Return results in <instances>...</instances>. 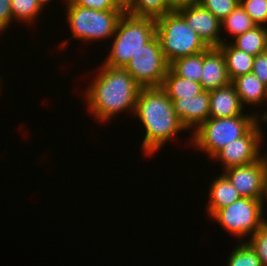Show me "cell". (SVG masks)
<instances>
[{
	"instance_id": "5b68a950",
	"label": "cell",
	"mask_w": 267,
	"mask_h": 266,
	"mask_svg": "<svg viewBox=\"0 0 267 266\" xmlns=\"http://www.w3.org/2000/svg\"><path fill=\"white\" fill-rule=\"evenodd\" d=\"M156 35L169 64L177 58L195 55L209 48L176 10L156 20Z\"/></svg>"
},
{
	"instance_id": "ba28073f",
	"label": "cell",
	"mask_w": 267,
	"mask_h": 266,
	"mask_svg": "<svg viewBox=\"0 0 267 266\" xmlns=\"http://www.w3.org/2000/svg\"><path fill=\"white\" fill-rule=\"evenodd\" d=\"M170 64L157 35L132 56L124 68L142 88L161 87Z\"/></svg>"
},
{
	"instance_id": "9a60e30c",
	"label": "cell",
	"mask_w": 267,
	"mask_h": 266,
	"mask_svg": "<svg viewBox=\"0 0 267 266\" xmlns=\"http://www.w3.org/2000/svg\"><path fill=\"white\" fill-rule=\"evenodd\" d=\"M231 83L236 89L241 105L258 106L267 101V87L253 74H244L234 78ZM245 104V105H244Z\"/></svg>"
},
{
	"instance_id": "d4e9b609",
	"label": "cell",
	"mask_w": 267,
	"mask_h": 266,
	"mask_svg": "<svg viewBox=\"0 0 267 266\" xmlns=\"http://www.w3.org/2000/svg\"><path fill=\"white\" fill-rule=\"evenodd\" d=\"M200 4L222 21L240 4V0H201Z\"/></svg>"
},
{
	"instance_id": "1f68e13d",
	"label": "cell",
	"mask_w": 267,
	"mask_h": 266,
	"mask_svg": "<svg viewBox=\"0 0 267 266\" xmlns=\"http://www.w3.org/2000/svg\"><path fill=\"white\" fill-rule=\"evenodd\" d=\"M119 6L123 7L125 10L128 8L132 0H114Z\"/></svg>"
},
{
	"instance_id": "cb8c5ba5",
	"label": "cell",
	"mask_w": 267,
	"mask_h": 266,
	"mask_svg": "<svg viewBox=\"0 0 267 266\" xmlns=\"http://www.w3.org/2000/svg\"><path fill=\"white\" fill-rule=\"evenodd\" d=\"M13 19L23 23L36 20L43 8L37 0H11Z\"/></svg>"
},
{
	"instance_id": "9c48e42d",
	"label": "cell",
	"mask_w": 267,
	"mask_h": 266,
	"mask_svg": "<svg viewBox=\"0 0 267 266\" xmlns=\"http://www.w3.org/2000/svg\"><path fill=\"white\" fill-rule=\"evenodd\" d=\"M241 197L267 200V153L254 162L224 170Z\"/></svg>"
},
{
	"instance_id": "484cf974",
	"label": "cell",
	"mask_w": 267,
	"mask_h": 266,
	"mask_svg": "<svg viewBox=\"0 0 267 266\" xmlns=\"http://www.w3.org/2000/svg\"><path fill=\"white\" fill-rule=\"evenodd\" d=\"M240 5L256 25L267 23V0H240Z\"/></svg>"
},
{
	"instance_id": "f1b7e54d",
	"label": "cell",
	"mask_w": 267,
	"mask_h": 266,
	"mask_svg": "<svg viewBox=\"0 0 267 266\" xmlns=\"http://www.w3.org/2000/svg\"><path fill=\"white\" fill-rule=\"evenodd\" d=\"M252 73L267 87V51L254 57Z\"/></svg>"
},
{
	"instance_id": "83f0119b",
	"label": "cell",
	"mask_w": 267,
	"mask_h": 266,
	"mask_svg": "<svg viewBox=\"0 0 267 266\" xmlns=\"http://www.w3.org/2000/svg\"><path fill=\"white\" fill-rule=\"evenodd\" d=\"M71 3L80 7H86L99 11L111 9H124L119 6L114 0H69Z\"/></svg>"
},
{
	"instance_id": "4fadbf2b",
	"label": "cell",
	"mask_w": 267,
	"mask_h": 266,
	"mask_svg": "<svg viewBox=\"0 0 267 266\" xmlns=\"http://www.w3.org/2000/svg\"><path fill=\"white\" fill-rule=\"evenodd\" d=\"M204 90L211 91L231 83L226 62L218 47H209L203 51V67L200 80Z\"/></svg>"
},
{
	"instance_id": "52a82bcc",
	"label": "cell",
	"mask_w": 267,
	"mask_h": 266,
	"mask_svg": "<svg viewBox=\"0 0 267 266\" xmlns=\"http://www.w3.org/2000/svg\"><path fill=\"white\" fill-rule=\"evenodd\" d=\"M264 203L259 199L240 197L232 204L219 209L212 218L224 230L241 240L252 236L267 220L263 218Z\"/></svg>"
},
{
	"instance_id": "7402d4cb",
	"label": "cell",
	"mask_w": 267,
	"mask_h": 266,
	"mask_svg": "<svg viewBox=\"0 0 267 266\" xmlns=\"http://www.w3.org/2000/svg\"><path fill=\"white\" fill-rule=\"evenodd\" d=\"M255 26H257L256 23L244 11L240 4L221 21V29L225 28L226 32H229L233 38L247 32Z\"/></svg>"
},
{
	"instance_id": "e0dca14e",
	"label": "cell",
	"mask_w": 267,
	"mask_h": 266,
	"mask_svg": "<svg viewBox=\"0 0 267 266\" xmlns=\"http://www.w3.org/2000/svg\"><path fill=\"white\" fill-rule=\"evenodd\" d=\"M218 48L224 55L231 81L240 75L252 73L255 56L235 48L231 42H224Z\"/></svg>"
},
{
	"instance_id": "277c9868",
	"label": "cell",
	"mask_w": 267,
	"mask_h": 266,
	"mask_svg": "<svg viewBox=\"0 0 267 266\" xmlns=\"http://www.w3.org/2000/svg\"><path fill=\"white\" fill-rule=\"evenodd\" d=\"M253 113L225 118H208L192 134L191 144L210 159L227 144L243 137L259 120Z\"/></svg>"
},
{
	"instance_id": "44dd1931",
	"label": "cell",
	"mask_w": 267,
	"mask_h": 266,
	"mask_svg": "<svg viewBox=\"0 0 267 266\" xmlns=\"http://www.w3.org/2000/svg\"><path fill=\"white\" fill-rule=\"evenodd\" d=\"M173 11L167 0H132L126 12L130 15L157 20Z\"/></svg>"
},
{
	"instance_id": "f546056e",
	"label": "cell",
	"mask_w": 267,
	"mask_h": 266,
	"mask_svg": "<svg viewBox=\"0 0 267 266\" xmlns=\"http://www.w3.org/2000/svg\"><path fill=\"white\" fill-rule=\"evenodd\" d=\"M12 20L11 0H0V31L3 32L9 28Z\"/></svg>"
},
{
	"instance_id": "836d02e7",
	"label": "cell",
	"mask_w": 267,
	"mask_h": 266,
	"mask_svg": "<svg viewBox=\"0 0 267 266\" xmlns=\"http://www.w3.org/2000/svg\"><path fill=\"white\" fill-rule=\"evenodd\" d=\"M260 120H262V122H267V110L262 114V116H260Z\"/></svg>"
},
{
	"instance_id": "ffe728a7",
	"label": "cell",
	"mask_w": 267,
	"mask_h": 266,
	"mask_svg": "<svg viewBox=\"0 0 267 266\" xmlns=\"http://www.w3.org/2000/svg\"><path fill=\"white\" fill-rule=\"evenodd\" d=\"M203 67V52L175 59L169 68L178 76L187 80L199 82Z\"/></svg>"
},
{
	"instance_id": "3957f363",
	"label": "cell",
	"mask_w": 267,
	"mask_h": 266,
	"mask_svg": "<svg viewBox=\"0 0 267 266\" xmlns=\"http://www.w3.org/2000/svg\"><path fill=\"white\" fill-rule=\"evenodd\" d=\"M156 35V20L137 17L125 12L119 19L111 50L103 64L114 68H125L144 44Z\"/></svg>"
},
{
	"instance_id": "8fae6325",
	"label": "cell",
	"mask_w": 267,
	"mask_h": 266,
	"mask_svg": "<svg viewBox=\"0 0 267 266\" xmlns=\"http://www.w3.org/2000/svg\"><path fill=\"white\" fill-rule=\"evenodd\" d=\"M208 47H219L224 41L221 35V21L201 4L186 6L176 10Z\"/></svg>"
},
{
	"instance_id": "ac0fdd59",
	"label": "cell",
	"mask_w": 267,
	"mask_h": 266,
	"mask_svg": "<svg viewBox=\"0 0 267 266\" xmlns=\"http://www.w3.org/2000/svg\"><path fill=\"white\" fill-rule=\"evenodd\" d=\"M161 88L170 99H188L204 91L201 83L180 77L170 68L165 75Z\"/></svg>"
},
{
	"instance_id": "2e32d148",
	"label": "cell",
	"mask_w": 267,
	"mask_h": 266,
	"mask_svg": "<svg viewBox=\"0 0 267 266\" xmlns=\"http://www.w3.org/2000/svg\"><path fill=\"white\" fill-rule=\"evenodd\" d=\"M240 197L237 189L227 177L224 174L219 175L210 186L207 213L212 217L219 209L232 204Z\"/></svg>"
},
{
	"instance_id": "d6986e66",
	"label": "cell",
	"mask_w": 267,
	"mask_h": 266,
	"mask_svg": "<svg viewBox=\"0 0 267 266\" xmlns=\"http://www.w3.org/2000/svg\"><path fill=\"white\" fill-rule=\"evenodd\" d=\"M231 44L247 54L257 56L259 53L267 51V27L257 25L247 32L234 38Z\"/></svg>"
},
{
	"instance_id": "d6a6232c",
	"label": "cell",
	"mask_w": 267,
	"mask_h": 266,
	"mask_svg": "<svg viewBox=\"0 0 267 266\" xmlns=\"http://www.w3.org/2000/svg\"><path fill=\"white\" fill-rule=\"evenodd\" d=\"M37 1L41 5V7L44 8L46 4H48L49 1H52V0H37Z\"/></svg>"
},
{
	"instance_id": "5bb4252c",
	"label": "cell",
	"mask_w": 267,
	"mask_h": 266,
	"mask_svg": "<svg viewBox=\"0 0 267 266\" xmlns=\"http://www.w3.org/2000/svg\"><path fill=\"white\" fill-rule=\"evenodd\" d=\"M242 114L243 106L232 83L210 91L209 118H227Z\"/></svg>"
},
{
	"instance_id": "8992f818",
	"label": "cell",
	"mask_w": 267,
	"mask_h": 266,
	"mask_svg": "<svg viewBox=\"0 0 267 266\" xmlns=\"http://www.w3.org/2000/svg\"><path fill=\"white\" fill-rule=\"evenodd\" d=\"M67 2V21L72 32V38L87 42L107 39L115 33L119 19L125 9L95 10L80 7Z\"/></svg>"
},
{
	"instance_id": "7c38bea8",
	"label": "cell",
	"mask_w": 267,
	"mask_h": 266,
	"mask_svg": "<svg viewBox=\"0 0 267 266\" xmlns=\"http://www.w3.org/2000/svg\"><path fill=\"white\" fill-rule=\"evenodd\" d=\"M174 110L186 129L194 131L209 118L210 91L188 99H171Z\"/></svg>"
},
{
	"instance_id": "30bf717a",
	"label": "cell",
	"mask_w": 267,
	"mask_h": 266,
	"mask_svg": "<svg viewBox=\"0 0 267 266\" xmlns=\"http://www.w3.org/2000/svg\"><path fill=\"white\" fill-rule=\"evenodd\" d=\"M259 121L241 138L234 140L219 150L212 159L221 161L224 169L249 164L259 160L261 153V141L264 136Z\"/></svg>"
},
{
	"instance_id": "4316f807",
	"label": "cell",
	"mask_w": 267,
	"mask_h": 266,
	"mask_svg": "<svg viewBox=\"0 0 267 266\" xmlns=\"http://www.w3.org/2000/svg\"><path fill=\"white\" fill-rule=\"evenodd\" d=\"M260 258L263 266H267V220L251 236L247 242Z\"/></svg>"
},
{
	"instance_id": "4dcf8cb0",
	"label": "cell",
	"mask_w": 267,
	"mask_h": 266,
	"mask_svg": "<svg viewBox=\"0 0 267 266\" xmlns=\"http://www.w3.org/2000/svg\"><path fill=\"white\" fill-rule=\"evenodd\" d=\"M201 0H167L172 10H178L186 6H192L200 4Z\"/></svg>"
},
{
	"instance_id": "603a6c76",
	"label": "cell",
	"mask_w": 267,
	"mask_h": 266,
	"mask_svg": "<svg viewBox=\"0 0 267 266\" xmlns=\"http://www.w3.org/2000/svg\"><path fill=\"white\" fill-rule=\"evenodd\" d=\"M236 247V248H235ZM231 252L227 266H263L252 247L243 240Z\"/></svg>"
},
{
	"instance_id": "7a4b0ae2",
	"label": "cell",
	"mask_w": 267,
	"mask_h": 266,
	"mask_svg": "<svg viewBox=\"0 0 267 266\" xmlns=\"http://www.w3.org/2000/svg\"><path fill=\"white\" fill-rule=\"evenodd\" d=\"M134 116L146 130L142 141L145 155L155 154L177 133L187 130L176 114L173 102L161 87L140 89Z\"/></svg>"
},
{
	"instance_id": "6da1fadb",
	"label": "cell",
	"mask_w": 267,
	"mask_h": 266,
	"mask_svg": "<svg viewBox=\"0 0 267 266\" xmlns=\"http://www.w3.org/2000/svg\"><path fill=\"white\" fill-rule=\"evenodd\" d=\"M86 91L88 111L100 122H106L122 111L135 112L136 101L142 88L124 69L104 64Z\"/></svg>"
}]
</instances>
